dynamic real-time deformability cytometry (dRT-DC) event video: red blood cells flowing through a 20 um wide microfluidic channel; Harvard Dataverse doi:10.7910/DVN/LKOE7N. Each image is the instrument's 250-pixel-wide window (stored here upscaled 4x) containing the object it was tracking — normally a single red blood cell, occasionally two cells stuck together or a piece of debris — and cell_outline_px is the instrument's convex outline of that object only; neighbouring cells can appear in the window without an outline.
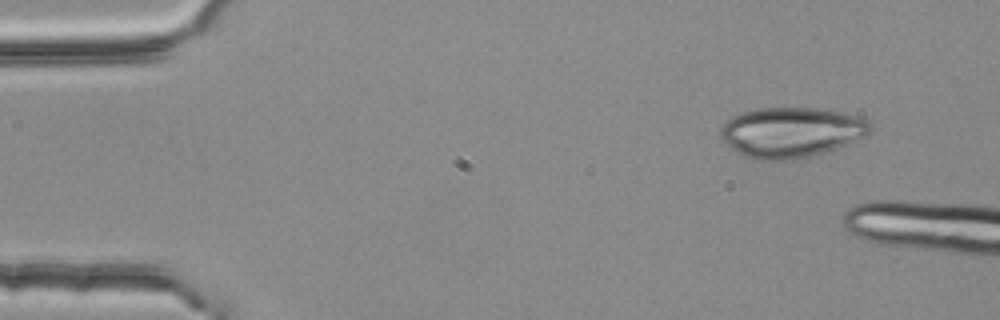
{"species": "common noctule bat (a hibernating species)", "species_latin": "Nyctalus noctula", "temperature_condition": "room temperature", "stored_images_in_passage": 2, "camera_frame_rate_fps": 3000, "um_per_image_px": 0.085, "animal": {"sex": "female", "body_mass_g": 25.1}, "frame": {"image": 1, "passage_image": 1, "time_ms": 0.0, "image_size_px": [1000, 320], "cell_outline_px": [[872, 132], [864, 136], [836, 148], [824, 152], [808, 156], [788, 160], [756, 160], [744, 156], [736, 152], [720, 136], [720, 128], [728, 120], [744, 112], [760, 108], [816, 108], [840, 112], [860, 116], [868, 120], [872, 128]], "centroid_in_image_um": [67.27, 11.24], "position_along_channel_um": 17.7, "area_um2": 43.41}}